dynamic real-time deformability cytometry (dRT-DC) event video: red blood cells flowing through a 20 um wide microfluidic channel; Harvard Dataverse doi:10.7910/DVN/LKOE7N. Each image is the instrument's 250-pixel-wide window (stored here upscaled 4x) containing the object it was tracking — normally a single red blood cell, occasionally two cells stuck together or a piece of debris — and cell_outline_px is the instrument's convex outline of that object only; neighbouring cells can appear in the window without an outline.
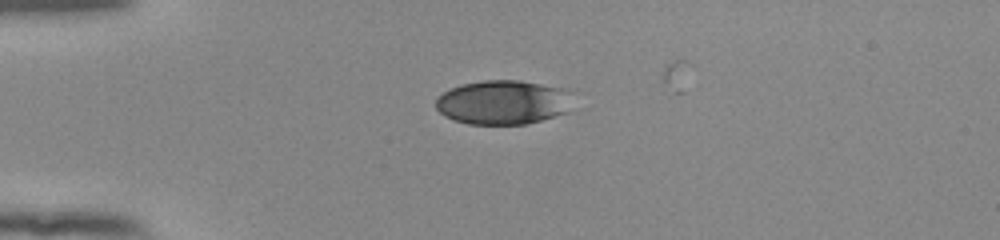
{"species": "human", "species_latin": "Homo sapiens", "temperature_condition": "room temperature", "stored_images_in_passage": 12, "camera_frame_rate_fps": 3000, "um_per_image_px": 0.085, "donor": {"sex": "female"}, "frame": {"image": 1, "passage_image": 1, "time_ms": 0.0, "image_size_px": [1000, 240], "cell_outline_px": [[568, 112], [540, 120], [524, 124], [468, 124], [452, 120], [444, 116], [436, 108], [436, 96], [452, 88], [464, 84], [484, 80], [520, 80], [564, 88]], "centroid_in_image_um": [42.65, 8.7], "position_along_channel_um": 42.3, "area_um2": 34.8}}
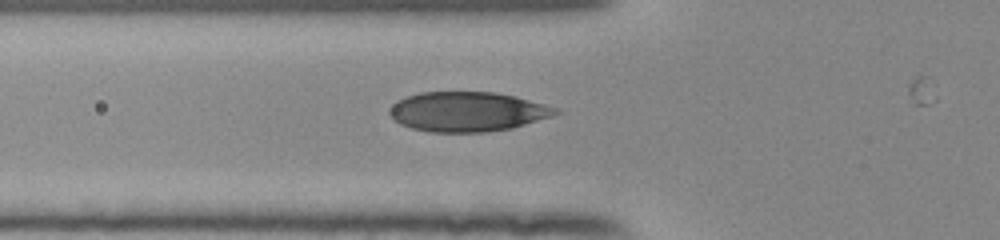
{"frame": {"image": 2, "passage_image": 7, "time_ms": 2.0, "image_size_px": [1000, 240], "cell_outline_px": [[560, 112], [552, 116], [512, 128], [488, 132], [428, 132], [412, 128], [400, 124], [388, 112], [392, 104], [396, 100], [420, 92], [492, 92], [516, 96], [544, 104], [556, 108]], "centroid_in_image_um": [39.71, 9.49], "position_along_channel_um": 86.1, "area_um2": 38.32}}
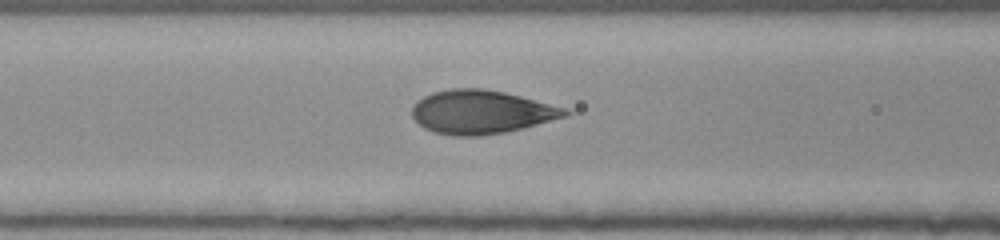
{"frame": {"image": 3, "passage_image": 10, "time_ms": 3.0, "image_size_px": [1000, 240], "cell_outline_px": [[572, 112], [568, 116], [524, 128], [504, 132], [480, 136], [452, 136], [436, 132], [424, 128], [412, 116], [412, 108], [424, 96], [432, 92], [452, 88], [484, 88], [504, 92], [520, 96], [564, 108]], "centroid_in_image_um": [40.92, 9.52], "position_along_channel_um": 125.7, "area_um2": 38.67}}